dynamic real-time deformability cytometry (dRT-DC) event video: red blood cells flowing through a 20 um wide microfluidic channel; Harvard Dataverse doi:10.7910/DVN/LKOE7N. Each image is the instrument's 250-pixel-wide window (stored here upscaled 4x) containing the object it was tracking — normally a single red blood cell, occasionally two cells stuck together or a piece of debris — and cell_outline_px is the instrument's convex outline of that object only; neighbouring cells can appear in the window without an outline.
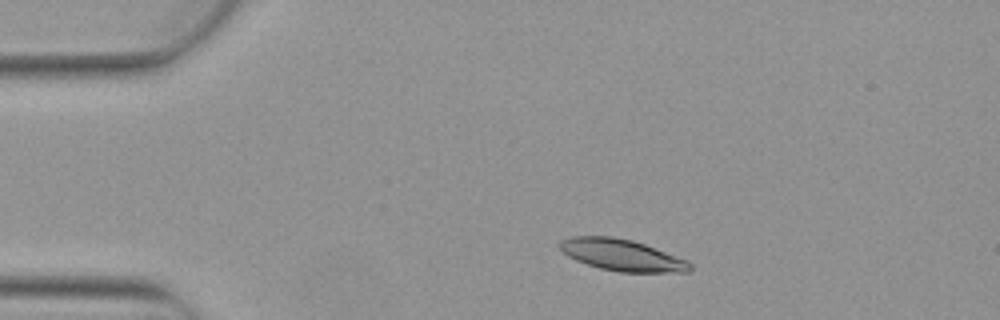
{"species": "Egyptian fruit bat (a non-hibernating species)", "species_latin": "Rousettus aegyptiacus", "temperature_condition": "warm", "stored_images_in_passage": 3, "camera_frame_rate_fps": 3000, "um_per_image_px": 0.085, "animal": {"sex": "female"}, "frame": {"image": 1, "passage_image": 2, "time_ms": 0.333, "image_size_px": [1000, 320], "cell_outline_px": [[692, 272], [620, 272], [600, 268], [576, 260], [568, 256], [560, 248], [560, 240], [572, 236], [612, 236], [632, 240], [644, 244], [688, 260], [692, 264]], "centroid_in_image_um": [52.89, 21.68], "position_along_channel_um": 32.1, "area_um2": 23.87}}